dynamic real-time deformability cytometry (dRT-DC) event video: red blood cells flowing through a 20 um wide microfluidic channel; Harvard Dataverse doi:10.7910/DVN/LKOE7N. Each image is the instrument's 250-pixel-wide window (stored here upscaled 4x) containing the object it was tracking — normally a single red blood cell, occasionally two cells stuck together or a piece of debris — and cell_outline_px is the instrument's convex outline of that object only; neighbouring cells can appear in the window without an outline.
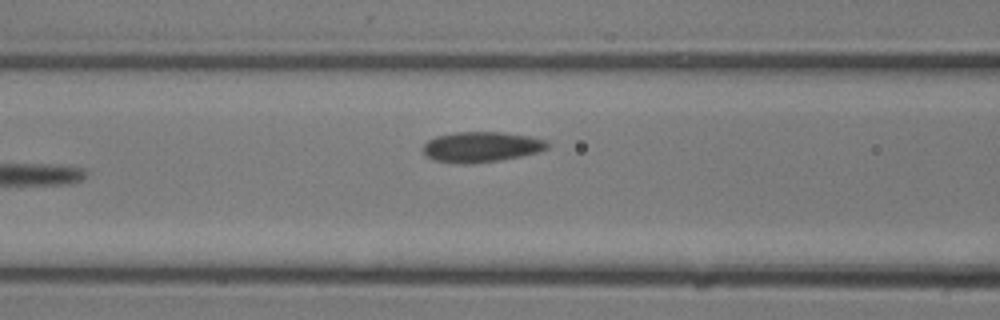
{"species": "common noctule bat (a hibernating species)", "species_latin": "Nyctalus noctula", "temperature_condition": "room temperature", "stored_images_in_passage": 9, "camera_frame_rate_fps": 3000, "um_per_image_px": 0.085, "animal": {"sex": "male", "body_mass_g": 13.3}, "frame": {"image": 1, "passage_image": 9, "time_ms": 2.667, "image_size_px": [1000, 320], "cell_outline_px": [[548, 148], [536, 152], [520, 156], [500, 160], [472, 164], [456, 164], [432, 160], [424, 156], [420, 148], [428, 140], [436, 136], [456, 132], [500, 132], [528, 136], [544, 140], [548, 144]], "centroid_in_image_um": [40.8, 12.5], "position_along_channel_um": 125.8, "area_um2": 22.2}}